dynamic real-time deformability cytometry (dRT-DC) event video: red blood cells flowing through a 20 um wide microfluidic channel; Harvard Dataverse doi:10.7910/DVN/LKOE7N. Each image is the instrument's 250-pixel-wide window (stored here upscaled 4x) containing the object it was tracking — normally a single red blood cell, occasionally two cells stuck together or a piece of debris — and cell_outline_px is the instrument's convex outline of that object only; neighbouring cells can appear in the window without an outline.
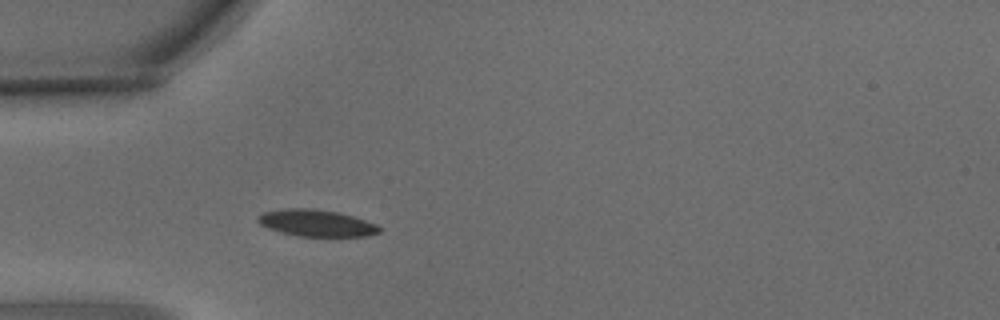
{"species": "common noctule bat (a hibernating species)", "species_latin": "Nyctalus noctula", "temperature_condition": "warm", "stored_images_in_passage": 1, "camera_frame_rate_fps": 3000, "um_per_image_px": 0.085, "animal": {"sex": "male", "body_mass_g": 15.6}, "frame": {"image": 1, "passage_image": 1, "time_ms": 0.0, "image_size_px": [1000, 320], "cell_outline_px": [[380, 232], [368, 236], [300, 236], [280, 232], [268, 228], [260, 224], [256, 220], [256, 216], [264, 212], [288, 208], [316, 208], [340, 212], [376, 224], [380, 228]], "centroid_in_image_um": [26.87, 18.95], "position_along_channel_um": 58.1, "area_um2": 18.96}}